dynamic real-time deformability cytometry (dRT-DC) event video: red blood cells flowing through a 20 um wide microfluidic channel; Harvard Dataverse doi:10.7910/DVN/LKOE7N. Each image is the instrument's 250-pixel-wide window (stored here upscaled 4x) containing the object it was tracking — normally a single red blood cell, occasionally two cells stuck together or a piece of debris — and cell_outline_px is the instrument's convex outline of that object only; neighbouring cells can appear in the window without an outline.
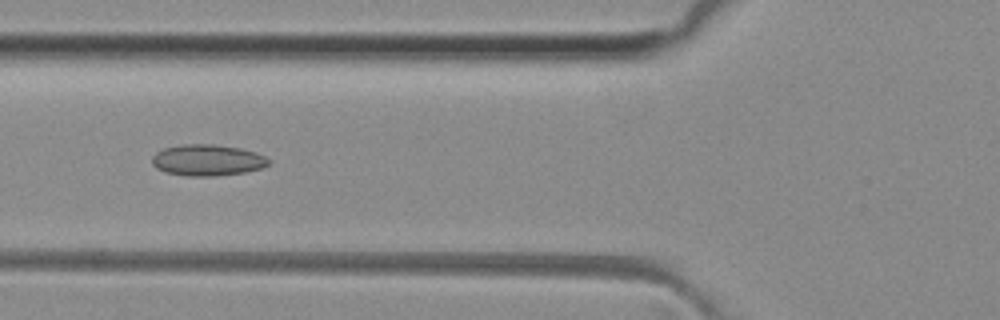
{"species": "common noctule bat (a hibernating species)", "species_latin": "Nyctalus noctula", "temperature_condition": "room temperature", "stored_images_in_passage": 35, "camera_frame_rate_fps": 3000, "um_per_image_px": 0.085, "animal": {"sex": "female", "body_mass_g": 29.2, "forearm_length_mm": 56.3}, "frame": {"image": 1, "passage_image": 4, "time_ms": 1.0, "image_size_px": [1000, 320], "cell_outline_px": [[272, 160], [268, 164], [260, 168], [244, 172], [216, 176], [184, 176], [164, 172], [156, 168], [152, 164], [152, 156], [156, 152], [164, 148], [184, 144], [212, 144], [240, 148], [256, 152]], "centroid_in_image_um": [17.61, 13.61], "position_along_channel_um": 108.2, "area_um2": 21.33}}
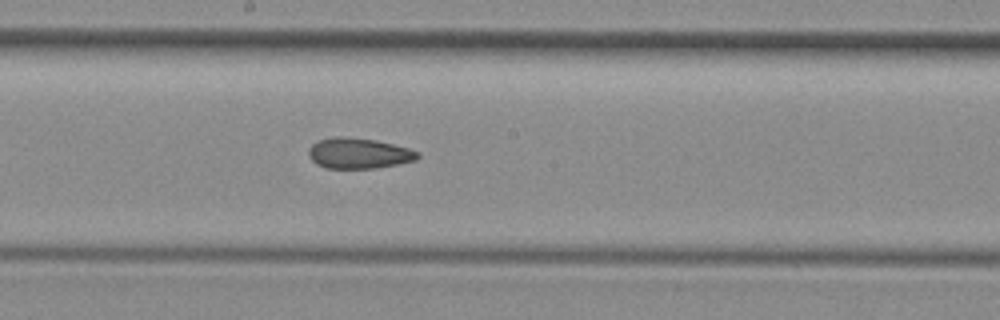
{"frame": {"image": 2, "passage_image": 12, "time_ms": 3.667, "image_size_px": [1000, 320], "cell_outline_px": [[420, 156], [416, 160], [376, 168], [324, 168], [316, 164], [308, 156], [308, 148], [312, 144], [320, 140], [332, 136], [344, 136], [376, 140], [408, 148], [420, 152]], "centroid_in_image_um": [30.46, 13.02], "position_along_channel_um": 217.7, "area_um2": 19.54}}
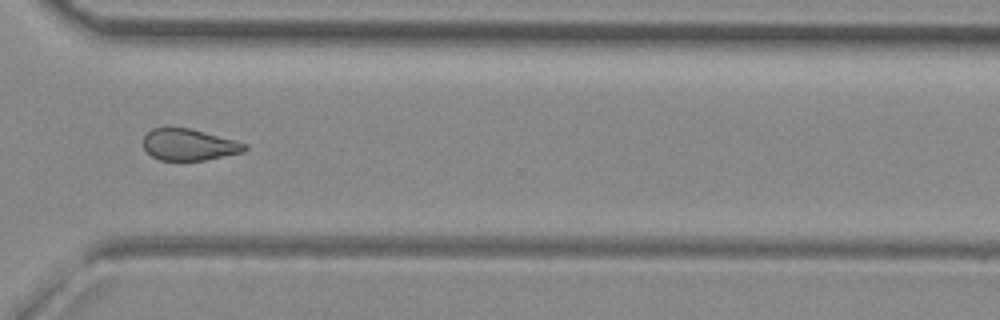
{"frame": {"image": 3, "passage_image": 22, "time_ms": 7.0, "image_size_px": [1000, 320], "cell_outline_px": [[248, 148], [244, 152], [204, 160], [160, 160], [152, 156], [144, 148], [144, 136], [152, 128], [188, 128], [236, 140], [248, 144]], "centroid_in_image_um": [16.1, 12.3], "position_along_channel_um": 354.5, "area_um2": 18.5}, "authors_computed_cell_mechanics": {"area_um2": 19.652, "velocity_mm_per_s": 4.1153, "shape_relaxation_time_tau1_ms": null, "shape_relaxation_time_tau2_ms": 5.5573, "deformation_change_tau1": null, "deformation_change_tau2": 0.1386}}